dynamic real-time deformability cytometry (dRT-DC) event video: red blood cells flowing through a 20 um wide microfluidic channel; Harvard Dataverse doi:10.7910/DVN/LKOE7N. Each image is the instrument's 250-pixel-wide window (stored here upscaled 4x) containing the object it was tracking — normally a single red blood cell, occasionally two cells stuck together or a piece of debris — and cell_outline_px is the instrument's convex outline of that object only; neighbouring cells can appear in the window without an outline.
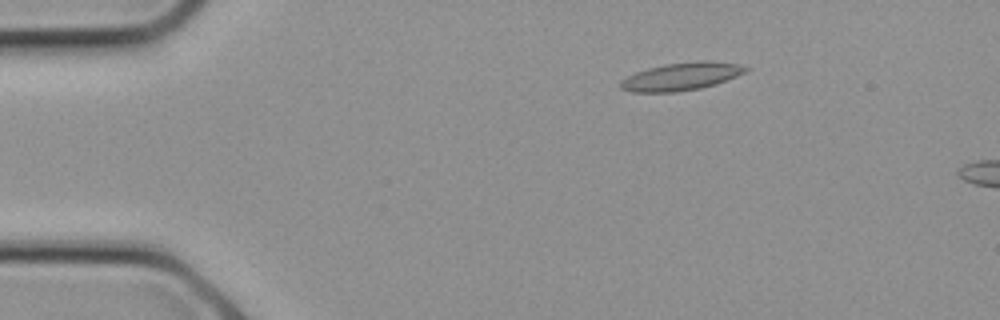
{"species": "common noctule bat (a hibernating species)", "species_latin": "Nyctalus noctula", "temperature_condition": "cold", "stored_images_in_passage": 7, "camera_frame_rate_fps": 3000, "um_per_image_px": 0.085, "animal": {"sex": "female", "body_mass_g": 21.9}, "frame": {"image": 1, "passage_image": 4, "time_ms": 1.0, "image_size_px": [1000, 320], "cell_outline_px": [[752, 68], [736, 76], [716, 84], [700, 88], [676, 92], [632, 92], [620, 88], [620, 80], [636, 72], [648, 68], [664, 64], [700, 60], [712, 60], [740, 64]], "centroid_in_image_um": [57.94, 6.49], "position_along_channel_um": 27.1, "area_um2": 20.4}}